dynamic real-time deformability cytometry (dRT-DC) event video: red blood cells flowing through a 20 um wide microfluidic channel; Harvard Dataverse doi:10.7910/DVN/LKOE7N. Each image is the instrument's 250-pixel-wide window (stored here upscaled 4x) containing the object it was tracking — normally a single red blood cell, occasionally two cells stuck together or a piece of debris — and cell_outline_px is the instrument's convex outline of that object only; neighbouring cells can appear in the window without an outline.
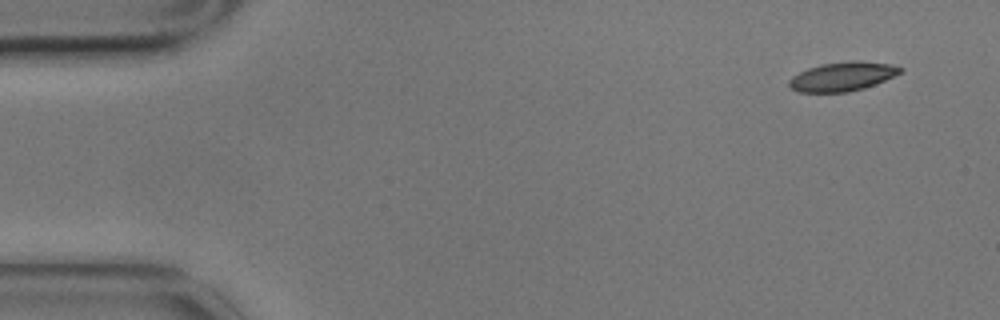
{"species": "common noctule bat (a hibernating species)", "species_latin": "Nyctalus noctula", "temperature_condition": "cold", "stored_images_in_passage": 4, "camera_frame_rate_fps": 3000, "um_per_image_px": 0.085, "animal": {"sex": "male", "body_mass_g": 17.9}, "frame": {"image": 1, "passage_image": 1, "time_ms": 0.0, "image_size_px": [1000, 320], "cell_outline_px": [[904, 72], [864, 88], [848, 92], [800, 92], [792, 88], [788, 84], [788, 80], [792, 76], [808, 68], [820, 64], [852, 60], [856, 60], [892, 64], [904, 68]], "centroid_in_image_um": [71.63, 6.49], "position_along_channel_um": 13.4, "area_um2": 18.9}}
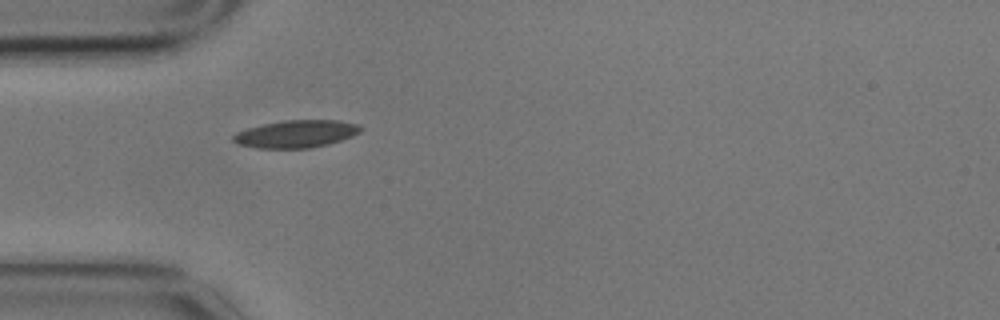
{"frame": {"image": 2, "passage_image": 3, "time_ms": 0.667, "image_size_px": [1000, 320], "cell_outline_px": [[364, 128], [360, 132], [352, 136], [328, 144], [312, 148], [256, 148], [236, 144], [232, 140], [232, 136], [236, 132], [248, 128], [264, 124], [284, 120], [336, 120], [360, 124]], "centroid_in_image_um": [25.18, 11.38], "position_along_channel_um": 59.8, "area_um2": 20.52}}